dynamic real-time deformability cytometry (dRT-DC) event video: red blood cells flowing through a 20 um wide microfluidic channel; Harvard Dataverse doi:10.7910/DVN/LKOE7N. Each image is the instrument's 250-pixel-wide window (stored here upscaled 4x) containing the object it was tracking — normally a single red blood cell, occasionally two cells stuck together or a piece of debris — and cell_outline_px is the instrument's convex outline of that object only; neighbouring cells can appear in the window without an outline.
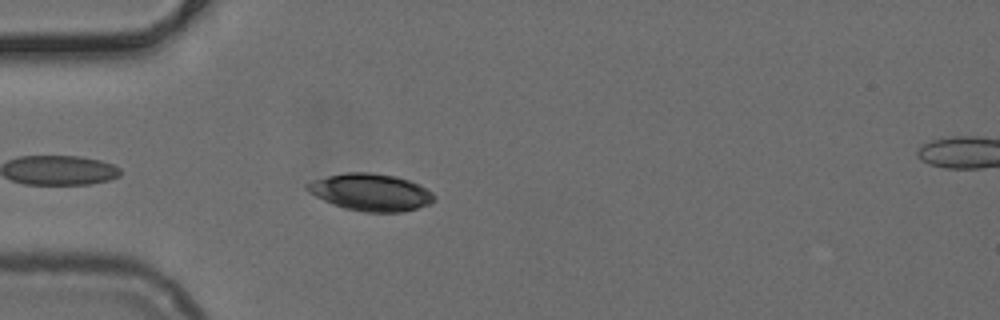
{"species": "common noctule bat (a hibernating species)", "species_latin": "Nyctalus noctula", "temperature_condition": "cold", "stored_images_in_passage": 17, "camera_frame_rate_fps": 3000, "um_per_image_px": 0.085, "animal": {"sex": "female", "body_mass_g": 24.6, "forearm_length_mm": 56.2}, "frame": {"image": 1, "passage_image": 3, "time_ms": 0.667, "image_size_px": [1000, 320], "cell_outline_px": [[436, 200], [428, 204], [416, 208], [400, 212], [364, 212], [344, 208], [332, 204], [308, 192], [304, 188], [304, 184], [328, 176], [348, 172], [368, 172], [396, 176], [420, 184], [432, 192], [436, 196]], "centroid_in_image_um": [31.52, 16.34], "position_along_channel_um": 53.5, "area_um2": 27.46}}
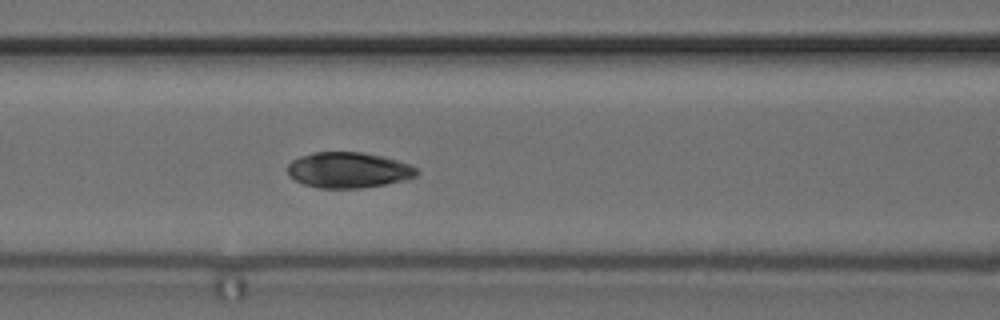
{"frame": {"image": 2, "passage_image": 10, "time_ms": 3.0, "image_size_px": [1000, 320], "cell_outline_px": [[420, 172], [416, 176], [408, 180], [360, 188], [320, 188], [304, 184], [288, 176], [288, 164], [292, 160], [300, 156], [316, 152], [360, 152], [384, 156], [408, 164], [416, 168]], "centroid_in_image_um": [29.63, 14.45], "position_along_channel_um": 137.0, "area_um2": 26.88}}
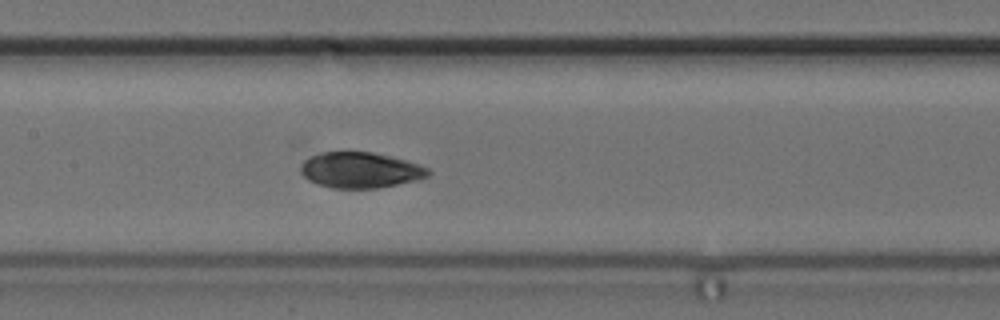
{"frame": {"image": 3, "passage_image": 13, "time_ms": 4.0, "image_size_px": [1000, 320], "cell_outline_px": [[432, 172], [428, 176], [420, 180], [376, 188], [332, 188], [308, 180], [300, 172], [300, 168], [304, 160], [312, 156], [324, 152], [372, 152], [392, 156], [408, 160], [420, 164], [428, 168]], "centroid_in_image_um": [30.69, 14.46], "position_along_channel_um": 176.7, "area_um2": 26.65}}